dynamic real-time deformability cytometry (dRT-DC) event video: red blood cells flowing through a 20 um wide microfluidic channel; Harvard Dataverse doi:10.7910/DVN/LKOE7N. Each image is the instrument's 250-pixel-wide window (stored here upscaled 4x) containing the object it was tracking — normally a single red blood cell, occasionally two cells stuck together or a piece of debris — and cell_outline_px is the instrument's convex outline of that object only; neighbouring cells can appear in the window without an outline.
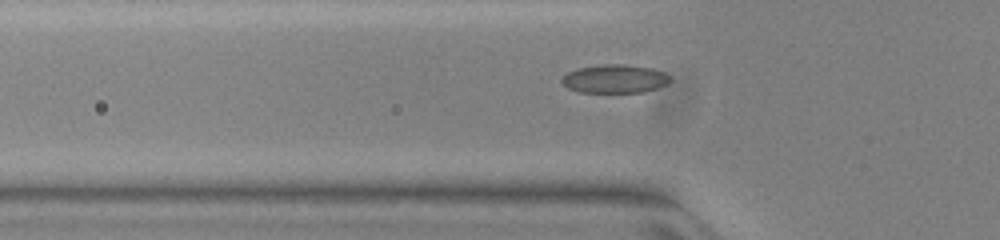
{"species": "common noctule bat (a hibernating species)", "species_latin": "Nyctalus noctula", "temperature_condition": "warm", "stored_images_in_passage": 38, "camera_frame_rate_fps": 3000, "um_per_image_px": 0.085, "animal": {"sex": "female", "body_mass_g": 23.0, "forearm_length_mm": 53.4}, "frame": {"image": 1, "passage_image": 8, "time_ms": 2.333, "image_size_px": [1000, 240], "cell_outline_px": [[668, 84], [656, 88], [640, 92], [580, 92], [568, 88], [560, 80], [568, 72], [580, 68], [600, 64], [624, 64], [652, 68], [664, 72], [668, 76]], "centroid_in_image_um": [52.24, 6.69], "position_along_channel_um": 73.6, "area_um2": 17.74}}
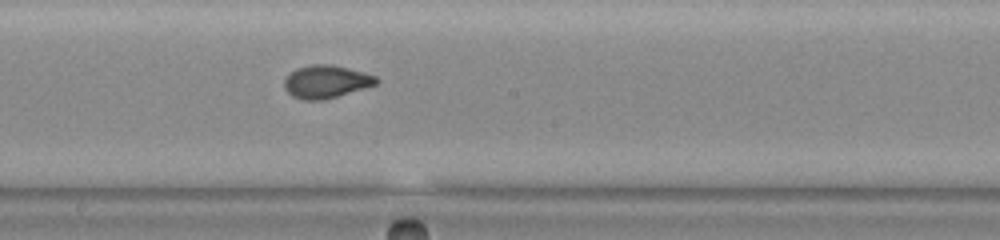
{"frame": {"image": 2, "passage_image": 19, "time_ms": 6.0, "image_size_px": [1000, 240], "cell_outline_px": [[380, 80], [376, 84], [324, 100], [304, 100], [292, 96], [284, 88], [284, 80], [296, 68], [312, 64], [332, 64], [348, 68], [376, 76]], "centroid_in_image_um": [27.7, 6.94], "position_along_channel_um": 220.5, "area_um2": 17.46}}
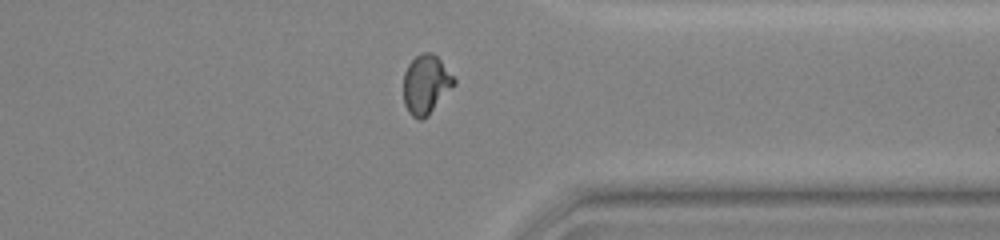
{"frame": {"image": 3, "passage_image": 31, "time_ms": 10.0, "image_size_px": [1000, 240], "cell_outline_px": [[456, 84], [428, 116], [420, 120], [412, 116], [408, 112], [404, 104], [404, 72], [408, 64], [420, 52], [432, 52], [440, 60], [456, 80]], "centroid_in_image_um": [36.2, 7.18], "position_along_channel_um": 375.2, "area_um2": 17.46}, "authors_computed_cell_mechanics": {"area_um2": 17.2244, "velocity_mm_per_s": 3.9906, "shape_relaxation_time_tau1_ms": 6.6572, "shape_relaxation_time_tau2_ms": null, "deformation_change_tau1": 0.1947, "deformation_change_tau2": null}}